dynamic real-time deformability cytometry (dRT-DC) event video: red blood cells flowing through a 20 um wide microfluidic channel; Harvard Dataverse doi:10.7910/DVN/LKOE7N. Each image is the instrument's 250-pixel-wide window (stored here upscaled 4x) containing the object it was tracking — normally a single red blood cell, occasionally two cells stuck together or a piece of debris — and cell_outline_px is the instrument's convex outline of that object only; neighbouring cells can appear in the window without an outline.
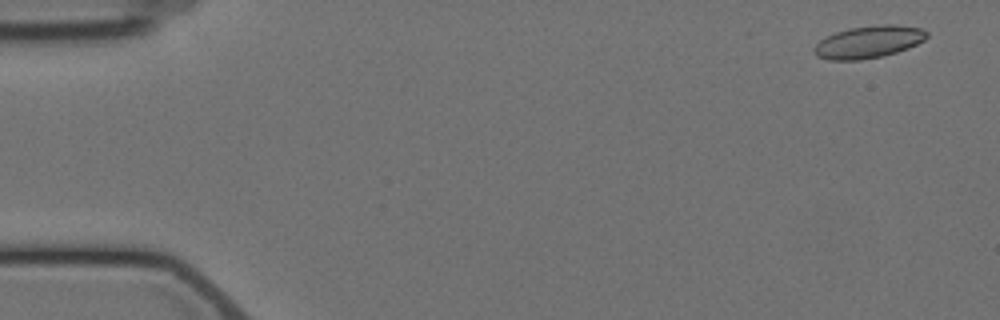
{"species": "Egyptian fruit bat (a non-hibernating species)", "species_latin": "Rousettus aegyptiacus", "temperature_condition": "cold", "stored_images_in_passage": 5, "camera_frame_rate_fps": 3000, "um_per_image_px": 0.085, "animal": {"sex": "female"}, "frame": {"image": 1, "passage_image": 1, "time_ms": 0.0, "image_size_px": [1000, 320], "cell_outline_px": [[928, 36], [924, 40], [908, 48], [884, 56], [860, 60], [828, 60], [816, 56], [812, 52], [812, 48], [820, 40], [836, 32], [848, 28], [880, 24], [892, 24], [924, 28], [928, 32]], "centroid_in_image_um": [73.82, 3.56], "position_along_channel_um": 11.2, "area_um2": 21.44}}
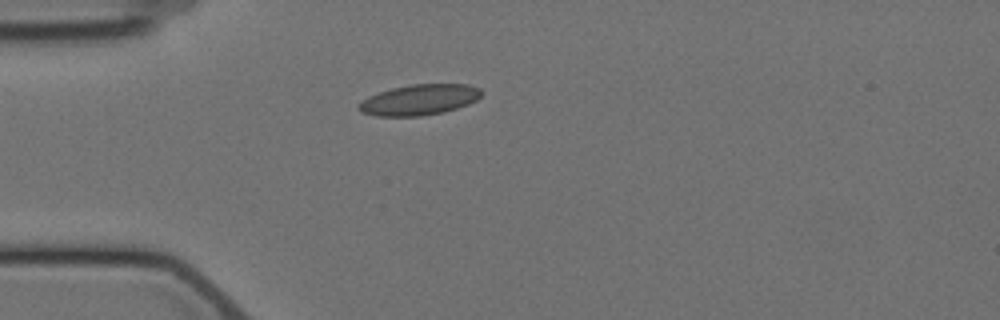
{"frame": {"image": 2, "passage_image": 5, "time_ms": 4.333, "image_size_px": [1000, 320], "cell_outline_px": [[480, 96], [476, 100], [468, 104], [444, 112], [420, 116], [376, 116], [360, 112], [356, 108], [356, 104], [368, 96], [392, 88], [412, 84], [468, 84], [480, 88]], "centroid_in_image_um": [35.59, 8.48], "position_along_channel_um": 49.4, "area_um2": 21.96}}